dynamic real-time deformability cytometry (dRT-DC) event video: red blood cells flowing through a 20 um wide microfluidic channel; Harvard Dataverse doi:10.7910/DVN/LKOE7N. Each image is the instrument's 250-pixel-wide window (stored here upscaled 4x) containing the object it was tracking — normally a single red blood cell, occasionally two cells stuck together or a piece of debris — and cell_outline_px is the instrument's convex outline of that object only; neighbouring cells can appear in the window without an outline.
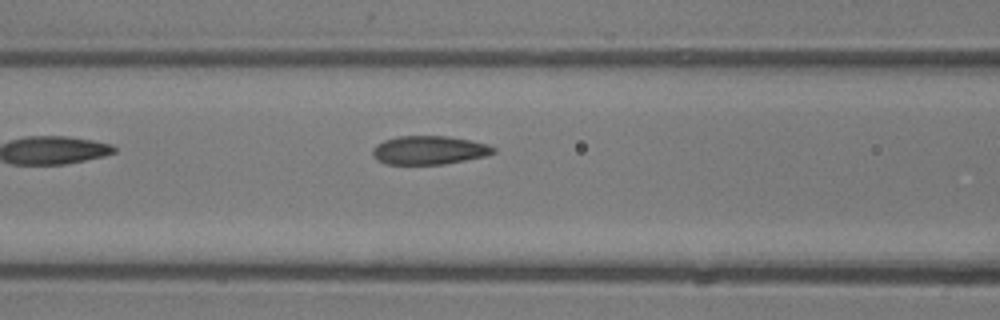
{"species": "common noctule bat (a hibernating species)", "species_latin": "Nyctalus noctula", "temperature_condition": "room temperature", "stored_images_in_passage": 5, "camera_frame_rate_fps": 3000, "um_per_image_px": 0.085, "animal": {"sex": "male", "body_mass_g": 13.3}, "frame": {"image": 1, "passage_image": 5, "time_ms": 1.333, "image_size_px": [1000, 320], "cell_outline_px": [[496, 152], [484, 156], [444, 164], [384, 164], [376, 160], [372, 156], [372, 148], [376, 144], [384, 140], [396, 136], [448, 136], [472, 140], [488, 144], [496, 148]], "centroid_in_image_um": [36.44, 12.76], "position_along_channel_um": 130.2, "area_um2": 20.35}}